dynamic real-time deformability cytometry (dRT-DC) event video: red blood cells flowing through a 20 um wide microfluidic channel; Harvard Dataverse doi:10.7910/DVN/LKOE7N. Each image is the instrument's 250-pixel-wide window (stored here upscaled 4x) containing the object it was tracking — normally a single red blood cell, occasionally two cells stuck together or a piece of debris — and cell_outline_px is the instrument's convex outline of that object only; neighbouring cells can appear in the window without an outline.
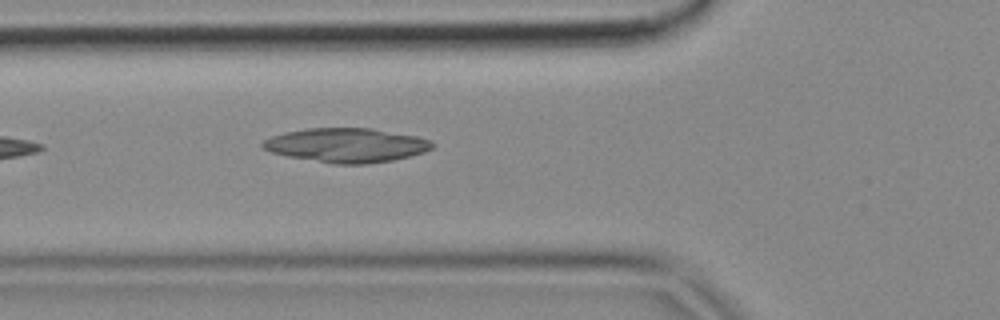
{"species": "common noctule bat (a hibernating species)", "species_latin": "Nyctalus noctula", "temperature_condition": "cold", "stored_images_in_passage": 2, "camera_frame_rate_fps": 3000, "um_per_image_px": 0.085, "animal": {"sex": "female", "body_mass_g": 18.4}, "frame": {"image": 1, "passage_image": 2, "time_ms": 0.333, "image_size_px": [1000, 320], "cell_outline_px": [[436, 144], [432, 148], [424, 152], [392, 160], [364, 164], [336, 164], [288, 156], [272, 152], [264, 148], [260, 144], [264, 140], [272, 136], [284, 132], [308, 128], [372, 128], [416, 136], [432, 140]], "centroid_in_image_um": [29.47, 12.33], "position_along_channel_um": 96.3, "area_um2": 33.64}}